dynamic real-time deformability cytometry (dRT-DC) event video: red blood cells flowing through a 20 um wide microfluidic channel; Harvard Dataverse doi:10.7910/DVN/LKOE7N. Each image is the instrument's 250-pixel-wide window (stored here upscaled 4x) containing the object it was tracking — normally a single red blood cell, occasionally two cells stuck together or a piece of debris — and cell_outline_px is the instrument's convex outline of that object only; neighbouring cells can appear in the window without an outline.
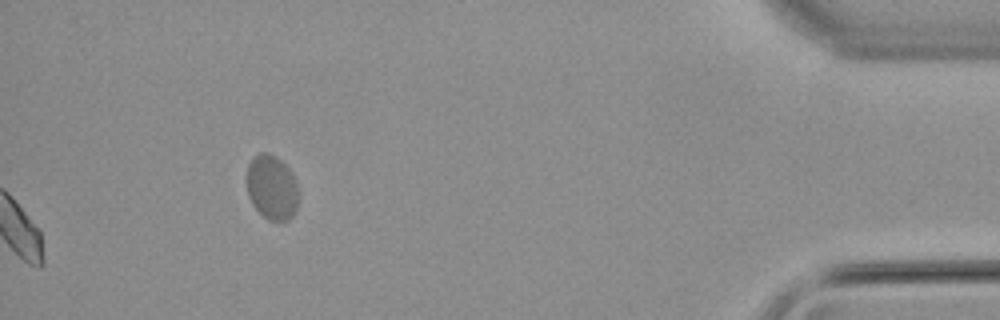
{"species": "common noctule bat (a hibernating species)", "species_latin": "Nyctalus noctula", "temperature_condition": "warm", "stored_images_in_passage": 49, "camera_frame_rate_fps": 3000, "um_per_image_px": 0.085, "animal": {"sex": "male", "body_mass_g": 21.5, "forearm_length_mm": 52.0}, "frame": {"image": 1, "passage_image": 49, "time_ms": 16.0, "image_size_px": [1000, 320], "cell_outline_px": [[300, 196], [296, 208], [292, 216], [288, 220], [268, 220], [252, 204], [248, 196], [248, 164], [252, 156], [260, 152], [268, 152], [276, 156], [288, 168], [296, 180]], "centroid_in_image_um": [23.13, 15.91], "position_along_channel_um": 412.1, "area_um2": 19.59}}